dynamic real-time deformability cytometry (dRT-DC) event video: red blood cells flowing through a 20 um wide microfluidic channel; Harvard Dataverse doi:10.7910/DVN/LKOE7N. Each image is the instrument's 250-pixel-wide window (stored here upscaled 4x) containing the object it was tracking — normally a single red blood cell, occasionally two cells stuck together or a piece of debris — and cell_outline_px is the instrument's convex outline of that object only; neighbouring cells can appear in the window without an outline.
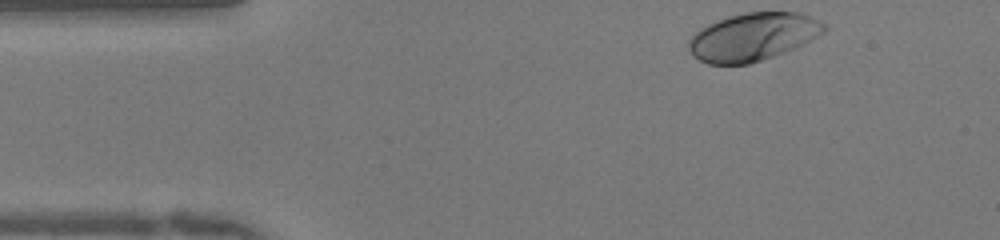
{"species": "human", "species_latin": "Homo sapiens", "temperature_condition": "warm", "stored_images_in_passage": 36, "camera_frame_rate_fps": 3000, "um_per_image_px": 0.085, "donor": {"sex": "female"}, "frame": {"image": 1, "passage_image": 1, "time_ms": 0.0, "image_size_px": [1000, 240], "cell_outline_px": [[828, 28], [824, 32], [784, 52], [748, 64], [708, 64], [692, 56], [688, 48], [688, 40], [700, 28], [716, 20], [728, 16], [744, 12], [796, 12], [820, 20], [828, 24]], "centroid_in_image_um": [63.96, 3.12], "position_along_channel_um": 21.0, "area_um2": 37.57}}
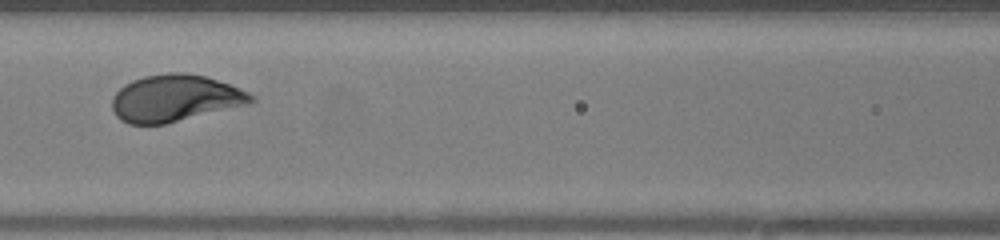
{"frame": {"image": 2, "passage_image": 16, "time_ms": 5.0, "image_size_px": [1000, 240], "cell_outline_px": [[256, 100], [244, 104], [164, 124], [128, 124], [120, 120], [116, 116], [112, 108], [112, 96], [124, 84], [132, 80], [144, 76], [168, 72], [184, 72], [204, 76], [228, 84], [248, 92], [256, 96]], "centroid_in_image_um": [14.81, 8.33], "position_along_channel_um": 151.8, "area_um2": 37.51}}
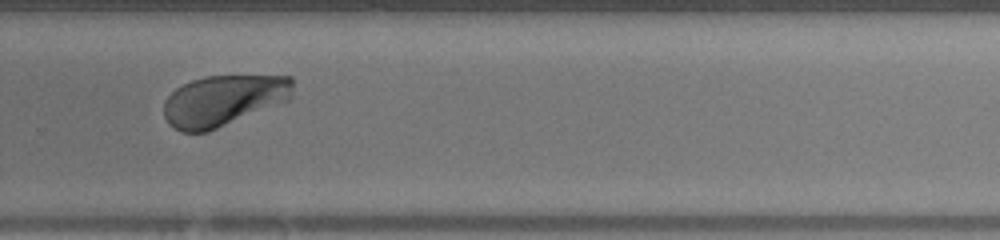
{"frame": {"image": 3, "passage_image": 28, "time_ms": 9.0, "image_size_px": [1000, 240], "cell_outline_px": [[292, 96], [288, 100], [208, 132], [180, 132], [168, 124], [164, 116], [164, 100], [176, 88], [192, 80], [204, 76], [292, 76]], "centroid_in_image_um": [18.96, 8.55], "position_along_channel_um": 310.8, "area_um2": 38.21}, "authors_computed_cell_mechanics": {"area_um2": 37.6567, "velocity_mm_per_s": 3.9883, "shape_relaxation_time_tau1_ms": 1.7474, "shape_relaxation_time_tau2_ms": null, "deformation_change_tau1": 0.1544, "deformation_change_tau2": null}}